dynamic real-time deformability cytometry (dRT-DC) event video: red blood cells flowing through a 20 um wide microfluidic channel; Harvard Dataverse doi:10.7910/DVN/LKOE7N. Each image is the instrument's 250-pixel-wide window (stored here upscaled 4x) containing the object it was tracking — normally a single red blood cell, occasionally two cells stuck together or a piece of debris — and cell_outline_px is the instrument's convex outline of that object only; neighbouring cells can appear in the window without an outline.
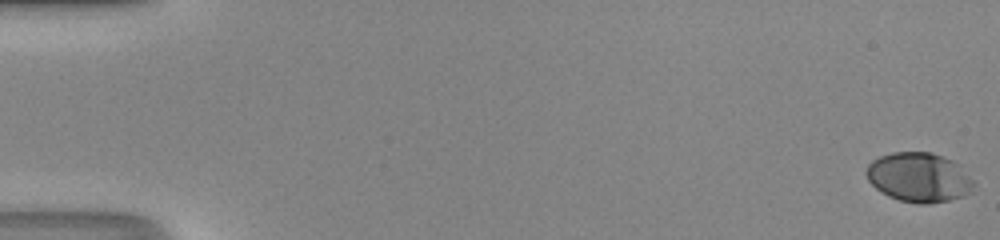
{"species": "human", "species_latin": "Homo sapiens", "temperature_condition": "room temperature", "stored_images_in_passage": 51, "camera_frame_rate_fps": 3000, "um_per_image_px": 0.085, "donor": {"sex": "male"}, "frame": {"image": 1, "passage_image": 1, "time_ms": 0.0, "image_size_px": [1000, 240], "cell_outline_px": [[976, 184], [972, 192], [964, 196], [948, 200], [928, 204], [920, 204], [900, 200], [888, 196], [880, 192], [868, 180], [864, 172], [868, 164], [872, 160], [880, 156], [892, 152], [932, 152], [952, 160], [960, 164]], "centroid_in_image_um": [78.12, 15.07], "position_along_channel_um": 6.9, "area_um2": 31.33}}
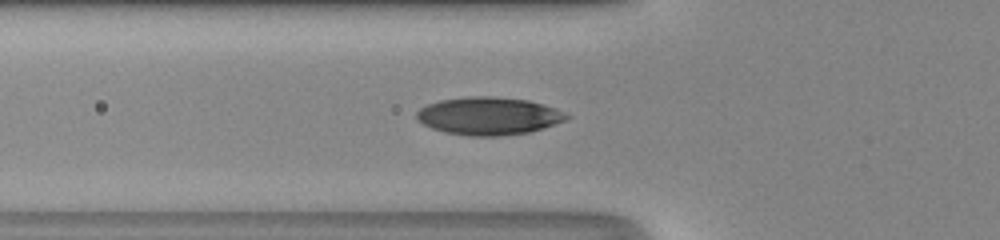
{"frame": {"image": 2, "passage_image": 20, "time_ms": 6.333, "image_size_px": [1000, 240], "cell_outline_px": [[572, 116], [564, 120], [544, 128], [528, 132], [500, 136], [468, 136], [444, 132], [432, 128], [416, 120], [416, 112], [420, 108], [428, 104], [440, 100], [468, 96], [488, 96], [528, 100], [544, 104], [556, 108]], "centroid_in_image_um": [41.53, 9.86], "position_along_channel_um": 84.3, "area_um2": 33.06}}
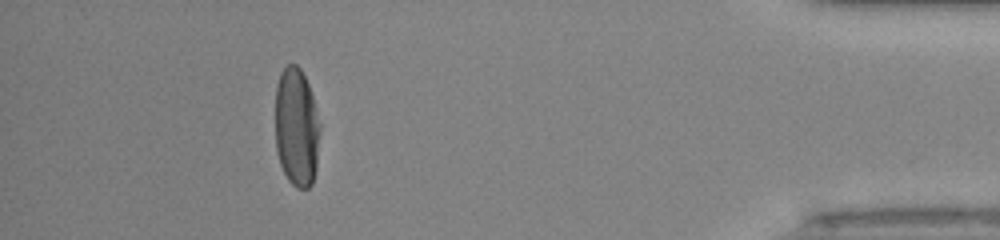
{"frame": {"image": 3, "passage_image": 47, "time_ms": 15.333, "image_size_px": [1000, 240], "cell_outline_px": [[320, 132], [316, 168], [312, 184], [308, 188], [296, 188], [288, 180], [280, 164], [276, 152], [276, 84], [280, 72], [288, 64], [296, 64], [300, 68], [308, 84], [312, 96], [320, 124]], "centroid_in_image_um": [25.2, 10.83], "position_along_channel_um": 410.0, "area_um2": 31.1}, "authors_computed_cell_mechanics": {"area_um2": 31.79, "velocity_mm_per_s": 4.2094, "shape_relaxation_time_tau1_ms": 3.884, "shape_relaxation_time_tau2_ms": null, "deformation_change_tau1": 0.1805, "deformation_change_tau2": null}}